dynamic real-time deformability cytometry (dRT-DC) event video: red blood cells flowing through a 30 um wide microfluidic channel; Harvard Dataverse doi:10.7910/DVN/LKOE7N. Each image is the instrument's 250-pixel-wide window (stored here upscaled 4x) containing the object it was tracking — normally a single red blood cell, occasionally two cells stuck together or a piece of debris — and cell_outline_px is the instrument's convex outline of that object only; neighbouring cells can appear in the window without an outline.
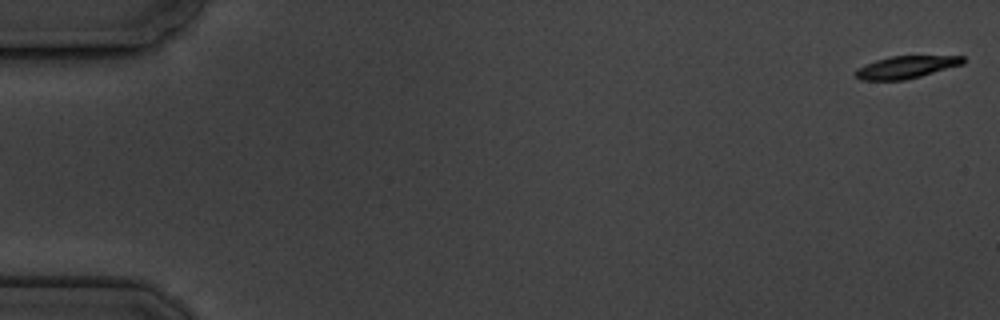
{"species": "common noctule bat (a hibernating species)", "species_latin": "Nyctalus noctula", "temperature_condition": "cold", "stored_images_in_passage": 5, "camera_frame_rate_fps": 3000, "um_per_image_px": 0.085, "animal": {"sex": "male", "body_mass_g": 19.5, "forearm_length_mm": 54.6}, "frame": {"image": 1, "passage_image": 1, "time_ms": 0.0, "image_size_px": [1000, 320], "cell_outline_px": [[964, 64], [920, 76], [904, 80], [860, 80], [852, 72], [856, 68], [864, 64], [876, 60], [892, 56], [964, 56]], "centroid_in_image_um": [76.97, 5.71], "position_along_channel_um": 8.0, "area_um2": 14.05}}
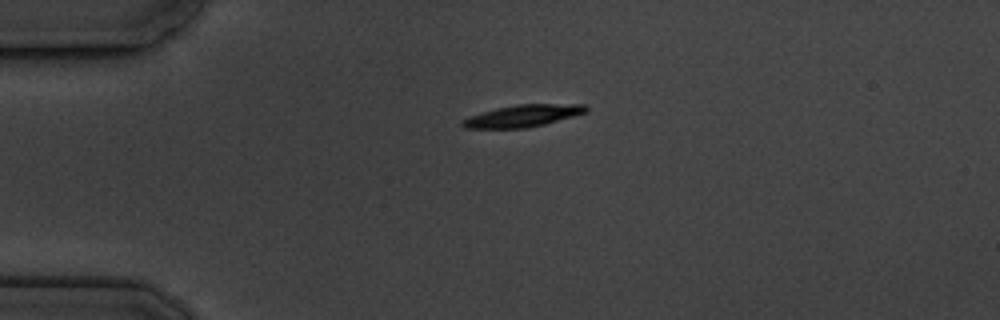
{"frame": {"image": 2, "passage_image": 4, "time_ms": 4.333, "image_size_px": [1000, 320], "cell_outline_px": [[588, 112], [544, 124], [524, 128], [464, 128], [460, 124], [460, 120], [468, 116], [496, 108], [516, 104], [584, 104], [588, 108]], "centroid_in_image_um": [44.41, 9.84], "position_along_channel_um": 40.6, "area_um2": 15.9}}